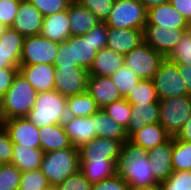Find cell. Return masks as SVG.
I'll list each match as a JSON object with an SVG mask.
<instances>
[{"instance_id":"obj_42","label":"cell","mask_w":191,"mask_h":190,"mask_svg":"<svg viewBox=\"0 0 191 190\" xmlns=\"http://www.w3.org/2000/svg\"><path fill=\"white\" fill-rule=\"evenodd\" d=\"M82 6L92 11L102 22H105L111 13L115 0H76Z\"/></svg>"},{"instance_id":"obj_49","label":"cell","mask_w":191,"mask_h":190,"mask_svg":"<svg viewBox=\"0 0 191 190\" xmlns=\"http://www.w3.org/2000/svg\"><path fill=\"white\" fill-rule=\"evenodd\" d=\"M179 74L186 84L188 95L191 94V65H177Z\"/></svg>"},{"instance_id":"obj_39","label":"cell","mask_w":191,"mask_h":190,"mask_svg":"<svg viewBox=\"0 0 191 190\" xmlns=\"http://www.w3.org/2000/svg\"><path fill=\"white\" fill-rule=\"evenodd\" d=\"M158 190H191V170L173 171L167 180L159 183Z\"/></svg>"},{"instance_id":"obj_3","label":"cell","mask_w":191,"mask_h":190,"mask_svg":"<svg viewBox=\"0 0 191 190\" xmlns=\"http://www.w3.org/2000/svg\"><path fill=\"white\" fill-rule=\"evenodd\" d=\"M67 117V97L58 91L39 92L33 108L26 117L37 128L62 124Z\"/></svg>"},{"instance_id":"obj_4","label":"cell","mask_w":191,"mask_h":190,"mask_svg":"<svg viewBox=\"0 0 191 190\" xmlns=\"http://www.w3.org/2000/svg\"><path fill=\"white\" fill-rule=\"evenodd\" d=\"M40 170L48 179L50 186L56 187L80 170L79 148L71 146L44 153Z\"/></svg>"},{"instance_id":"obj_50","label":"cell","mask_w":191,"mask_h":190,"mask_svg":"<svg viewBox=\"0 0 191 190\" xmlns=\"http://www.w3.org/2000/svg\"><path fill=\"white\" fill-rule=\"evenodd\" d=\"M175 137L181 141L191 142V116Z\"/></svg>"},{"instance_id":"obj_31","label":"cell","mask_w":191,"mask_h":190,"mask_svg":"<svg viewBox=\"0 0 191 190\" xmlns=\"http://www.w3.org/2000/svg\"><path fill=\"white\" fill-rule=\"evenodd\" d=\"M44 152L41 148H31L20 144H13V158L11 164L21 172L40 169Z\"/></svg>"},{"instance_id":"obj_13","label":"cell","mask_w":191,"mask_h":190,"mask_svg":"<svg viewBox=\"0 0 191 190\" xmlns=\"http://www.w3.org/2000/svg\"><path fill=\"white\" fill-rule=\"evenodd\" d=\"M124 147L120 141L96 137L79 148L80 159L113 160L118 165Z\"/></svg>"},{"instance_id":"obj_53","label":"cell","mask_w":191,"mask_h":190,"mask_svg":"<svg viewBox=\"0 0 191 190\" xmlns=\"http://www.w3.org/2000/svg\"><path fill=\"white\" fill-rule=\"evenodd\" d=\"M7 27H5L3 24L0 23V37L2 36L4 30L6 29Z\"/></svg>"},{"instance_id":"obj_17","label":"cell","mask_w":191,"mask_h":190,"mask_svg":"<svg viewBox=\"0 0 191 190\" xmlns=\"http://www.w3.org/2000/svg\"><path fill=\"white\" fill-rule=\"evenodd\" d=\"M172 136L159 124L145 125L136 131L128 141V146L140 151H148L168 142Z\"/></svg>"},{"instance_id":"obj_6","label":"cell","mask_w":191,"mask_h":190,"mask_svg":"<svg viewBox=\"0 0 191 190\" xmlns=\"http://www.w3.org/2000/svg\"><path fill=\"white\" fill-rule=\"evenodd\" d=\"M105 23L119 29H144L147 10L140 0H115Z\"/></svg>"},{"instance_id":"obj_45","label":"cell","mask_w":191,"mask_h":190,"mask_svg":"<svg viewBox=\"0 0 191 190\" xmlns=\"http://www.w3.org/2000/svg\"><path fill=\"white\" fill-rule=\"evenodd\" d=\"M91 190H132V188L116 173L110 178L93 183Z\"/></svg>"},{"instance_id":"obj_26","label":"cell","mask_w":191,"mask_h":190,"mask_svg":"<svg viewBox=\"0 0 191 190\" xmlns=\"http://www.w3.org/2000/svg\"><path fill=\"white\" fill-rule=\"evenodd\" d=\"M159 117V103L131 105V118L126 129L128 138L145 125L158 123Z\"/></svg>"},{"instance_id":"obj_43","label":"cell","mask_w":191,"mask_h":190,"mask_svg":"<svg viewBox=\"0 0 191 190\" xmlns=\"http://www.w3.org/2000/svg\"><path fill=\"white\" fill-rule=\"evenodd\" d=\"M55 188L56 190H91L92 183H90L79 170L75 174L66 178Z\"/></svg>"},{"instance_id":"obj_2","label":"cell","mask_w":191,"mask_h":190,"mask_svg":"<svg viewBox=\"0 0 191 190\" xmlns=\"http://www.w3.org/2000/svg\"><path fill=\"white\" fill-rule=\"evenodd\" d=\"M117 173L132 190H158L159 183L151 173L150 162L144 151L125 146L117 165Z\"/></svg>"},{"instance_id":"obj_10","label":"cell","mask_w":191,"mask_h":190,"mask_svg":"<svg viewBox=\"0 0 191 190\" xmlns=\"http://www.w3.org/2000/svg\"><path fill=\"white\" fill-rule=\"evenodd\" d=\"M163 59L144 41L124 56L125 65L141 80H152Z\"/></svg>"},{"instance_id":"obj_34","label":"cell","mask_w":191,"mask_h":190,"mask_svg":"<svg viewBox=\"0 0 191 190\" xmlns=\"http://www.w3.org/2000/svg\"><path fill=\"white\" fill-rule=\"evenodd\" d=\"M125 99L130 105L159 103L152 80H141Z\"/></svg>"},{"instance_id":"obj_9","label":"cell","mask_w":191,"mask_h":190,"mask_svg":"<svg viewBox=\"0 0 191 190\" xmlns=\"http://www.w3.org/2000/svg\"><path fill=\"white\" fill-rule=\"evenodd\" d=\"M58 48V42L49 40L41 34L24 37L20 65H54Z\"/></svg>"},{"instance_id":"obj_7","label":"cell","mask_w":191,"mask_h":190,"mask_svg":"<svg viewBox=\"0 0 191 190\" xmlns=\"http://www.w3.org/2000/svg\"><path fill=\"white\" fill-rule=\"evenodd\" d=\"M159 124L172 136H176L191 116L189 95L159 100Z\"/></svg>"},{"instance_id":"obj_35","label":"cell","mask_w":191,"mask_h":190,"mask_svg":"<svg viewBox=\"0 0 191 190\" xmlns=\"http://www.w3.org/2000/svg\"><path fill=\"white\" fill-rule=\"evenodd\" d=\"M172 167L173 171L191 170V142L173 137Z\"/></svg>"},{"instance_id":"obj_46","label":"cell","mask_w":191,"mask_h":190,"mask_svg":"<svg viewBox=\"0 0 191 190\" xmlns=\"http://www.w3.org/2000/svg\"><path fill=\"white\" fill-rule=\"evenodd\" d=\"M13 143L4 127H0V164H11Z\"/></svg>"},{"instance_id":"obj_5","label":"cell","mask_w":191,"mask_h":190,"mask_svg":"<svg viewBox=\"0 0 191 190\" xmlns=\"http://www.w3.org/2000/svg\"><path fill=\"white\" fill-rule=\"evenodd\" d=\"M37 92L18 72L2 99L5 119L27 117L35 103Z\"/></svg>"},{"instance_id":"obj_24","label":"cell","mask_w":191,"mask_h":190,"mask_svg":"<svg viewBox=\"0 0 191 190\" xmlns=\"http://www.w3.org/2000/svg\"><path fill=\"white\" fill-rule=\"evenodd\" d=\"M87 91L92 95L100 109L122 99L110 76H89Z\"/></svg>"},{"instance_id":"obj_32","label":"cell","mask_w":191,"mask_h":190,"mask_svg":"<svg viewBox=\"0 0 191 190\" xmlns=\"http://www.w3.org/2000/svg\"><path fill=\"white\" fill-rule=\"evenodd\" d=\"M99 109L88 91L67 97V117H88L95 114Z\"/></svg>"},{"instance_id":"obj_8","label":"cell","mask_w":191,"mask_h":190,"mask_svg":"<svg viewBox=\"0 0 191 190\" xmlns=\"http://www.w3.org/2000/svg\"><path fill=\"white\" fill-rule=\"evenodd\" d=\"M159 100L188 95L177 64L164 58L152 79Z\"/></svg>"},{"instance_id":"obj_52","label":"cell","mask_w":191,"mask_h":190,"mask_svg":"<svg viewBox=\"0 0 191 190\" xmlns=\"http://www.w3.org/2000/svg\"><path fill=\"white\" fill-rule=\"evenodd\" d=\"M5 116L3 113V103H2V99L0 98V127L3 126L4 122H5Z\"/></svg>"},{"instance_id":"obj_29","label":"cell","mask_w":191,"mask_h":190,"mask_svg":"<svg viewBox=\"0 0 191 190\" xmlns=\"http://www.w3.org/2000/svg\"><path fill=\"white\" fill-rule=\"evenodd\" d=\"M40 148L44 153L67 149L72 146L63 124H54L39 128Z\"/></svg>"},{"instance_id":"obj_14","label":"cell","mask_w":191,"mask_h":190,"mask_svg":"<svg viewBox=\"0 0 191 190\" xmlns=\"http://www.w3.org/2000/svg\"><path fill=\"white\" fill-rule=\"evenodd\" d=\"M3 127L13 144L40 148L39 128L26 117L7 119Z\"/></svg>"},{"instance_id":"obj_47","label":"cell","mask_w":191,"mask_h":190,"mask_svg":"<svg viewBox=\"0 0 191 190\" xmlns=\"http://www.w3.org/2000/svg\"><path fill=\"white\" fill-rule=\"evenodd\" d=\"M19 68H0V98L3 99L7 90L11 87Z\"/></svg>"},{"instance_id":"obj_21","label":"cell","mask_w":191,"mask_h":190,"mask_svg":"<svg viewBox=\"0 0 191 190\" xmlns=\"http://www.w3.org/2000/svg\"><path fill=\"white\" fill-rule=\"evenodd\" d=\"M143 42V29L108 27L107 48L125 56Z\"/></svg>"},{"instance_id":"obj_27","label":"cell","mask_w":191,"mask_h":190,"mask_svg":"<svg viewBox=\"0 0 191 190\" xmlns=\"http://www.w3.org/2000/svg\"><path fill=\"white\" fill-rule=\"evenodd\" d=\"M97 137L120 141L124 146L128 145L129 138L126 129L110 118L102 109L92 115Z\"/></svg>"},{"instance_id":"obj_12","label":"cell","mask_w":191,"mask_h":190,"mask_svg":"<svg viewBox=\"0 0 191 190\" xmlns=\"http://www.w3.org/2000/svg\"><path fill=\"white\" fill-rule=\"evenodd\" d=\"M188 30L190 29H165L156 25H145L143 41L164 58H167Z\"/></svg>"},{"instance_id":"obj_20","label":"cell","mask_w":191,"mask_h":190,"mask_svg":"<svg viewBox=\"0 0 191 190\" xmlns=\"http://www.w3.org/2000/svg\"><path fill=\"white\" fill-rule=\"evenodd\" d=\"M19 73L37 93L54 90L55 66L51 64L19 65Z\"/></svg>"},{"instance_id":"obj_15","label":"cell","mask_w":191,"mask_h":190,"mask_svg":"<svg viewBox=\"0 0 191 190\" xmlns=\"http://www.w3.org/2000/svg\"><path fill=\"white\" fill-rule=\"evenodd\" d=\"M44 16L29 0H21L15 20L11 26L23 37L41 33Z\"/></svg>"},{"instance_id":"obj_37","label":"cell","mask_w":191,"mask_h":190,"mask_svg":"<svg viewBox=\"0 0 191 190\" xmlns=\"http://www.w3.org/2000/svg\"><path fill=\"white\" fill-rule=\"evenodd\" d=\"M50 184L40 169L21 173L19 190H47Z\"/></svg>"},{"instance_id":"obj_41","label":"cell","mask_w":191,"mask_h":190,"mask_svg":"<svg viewBox=\"0 0 191 190\" xmlns=\"http://www.w3.org/2000/svg\"><path fill=\"white\" fill-rule=\"evenodd\" d=\"M73 0H29L44 17L67 10Z\"/></svg>"},{"instance_id":"obj_23","label":"cell","mask_w":191,"mask_h":190,"mask_svg":"<svg viewBox=\"0 0 191 190\" xmlns=\"http://www.w3.org/2000/svg\"><path fill=\"white\" fill-rule=\"evenodd\" d=\"M71 36H83L102 21L88 8L73 0L68 9Z\"/></svg>"},{"instance_id":"obj_22","label":"cell","mask_w":191,"mask_h":190,"mask_svg":"<svg viewBox=\"0 0 191 190\" xmlns=\"http://www.w3.org/2000/svg\"><path fill=\"white\" fill-rule=\"evenodd\" d=\"M62 124L74 147L80 148L83 144L97 137L92 116L66 117Z\"/></svg>"},{"instance_id":"obj_16","label":"cell","mask_w":191,"mask_h":190,"mask_svg":"<svg viewBox=\"0 0 191 190\" xmlns=\"http://www.w3.org/2000/svg\"><path fill=\"white\" fill-rule=\"evenodd\" d=\"M24 37L8 27L0 37V68H19Z\"/></svg>"},{"instance_id":"obj_48","label":"cell","mask_w":191,"mask_h":190,"mask_svg":"<svg viewBox=\"0 0 191 190\" xmlns=\"http://www.w3.org/2000/svg\"><path fill=\"white\" fill-rule=\"evenodd\" d=\"M170 3L191 25V0H170Z\"/></svg>"},{"instance_id":"obj_38","label":"cell","mask_w":191,"mask_h":190,"mask_svg":"<svg viewBox=\"0 0 191 190\" xmlns=\"http://www.w3.org/2000/svg\"><path fill=\"white\" fill-rule=\"evenodd\" d=\"M167 58L177 65H191V30L183 34L181 40Z\"/></svg>"},{"instance_id":"obj_30","label":"cell","mask_w":191,"mask_h":190,"mask_svg":"<svg viewBox=\"0 0 191 190\" xmlns=\"http://www.w3.org/2000/svg\"><path fill=\"white\" fill-rule=\"evenodd\" d=\"M80 171L93 184L115 175L117 173V164L113 160L80 159Z\"/></svg>"},{"instance_id":"obj_1","label":"cell","mask_w":191,"mask_h":190,"mask_svg":"<svg viewBox=\"0 0 191 190\" xmlns=\"http://www.w3.org/2000/svg\"><path fill=\"white\" fill-rule=\"evenodd\" d=\"M108 26L101 22L83 36H70L59 43L55 58V68H91L96 53L107 46Z\"/></svg>"},{"instance_id":"obj_18","label":"cell","mask_w":191,"mask_h":190,"mask_svg":"<svg viewBox=\"0 0 191 190\" xmlns=\"http://www.w3.org/2000/svg\"><path fill=\"white\" fill-rule=\"evenodd\" d=\"M165 29H190V24L170 2L147 10V23Z\"/></svg>"},{"instance_id":"obj_51","label":"cell","mask_w":191,"mask_h":190,"mask_svg":"<svg viewBox=\"0 0 191 190\" xmlns=\"http://www.w3.org/2000/svg\"><path fill=\"white\" fill-rule=\"evenodd\" d=\"M140 1L145 6L146 10L159 6L160 4L170 2V0H140Z\"/></svg>"},{"instance_id":"obj_19","label":"cell","mask_w":191,"mask_h":190,"mask_svg":"<svg viewBox=\"0 0 191 190\" xmlns=\"http://www.w3.org/2000/svg\"><path fill=\"white\" fill-rule=\"evenodd\" d=\"M172 153L173 137L168 142L146 151L151 173L158 183L167 180L173 173Z\"/></svg>"},{"instance_id":"obj_25","label":"cell","mask_w":191,"mask_h":190,"mask_svg":"<svg viewBox=\"0 0 191 190\" xmlns=\"http://www.w3.org/2000/svg\"><path fill=\"white\" fill-rule=\"evenodd\" d=\"M40 34L58 43L66 41L71 36L68 11H59L44 17Z\"/></svg>"},{"instance_id":"obj_40","label":"cell","mask_w":191,"mask_h":190,"mask_svg":"<svg viewBox=\"0 0 191 190\" xmlns=\"http://www.w3.org/2000/svg\"><path fill=\"white\" fill-rule=\"evenodd\" d=\"M21 173L12 164H0V190H19Z\"/></svg>"},{"instance_id":"obj_11","label":"cell","mask_w":191,"mask_h":190,"mask_svg":"<svg viewBox=\"0 0 191 190\" xmlns=\"http://www.w3.org/2000/svg\"><path fill=\"white\" fill-rule=\"evenodd\" d=\"M89 72L80 67L55 68L54 89L64 97L87 92Z\"/></svg>"},{"instance_id":"obj_36","label":"cell","mask_w":191,"mask_h":190,"mask_svg":"<svg viewBox=\"0 0 191 190\" xmlns=\"http://www.w3.org/2000/svg\"><path fill=\"white\" fill-rule=\"evenodd\" d=\"M102 110L116 123L127 129L131 118V105L125 98L106 105Z\"/></svg>"},{"instance_id":"obj_44","label":"cell","mask_w":191,"mask_h":190,"mask_svg":"<svg viewBox=\"0 0 191 190\" xmlns=\"http://www.w3.org/2000/svg\"><path fill=\"white\" fill-rule=\"evenodd\" d=\"M21 0H0V23L5 27H11Z\"/></svg>"},{"instance_id":"obj_54","label":"cell","mask_w":191,"mask_h":190,"mask_svg":"<svg viewBox=\"0 0 191 190\" xmlns=\"http://www.w3.org/2000/svg\"><path fill=\"white\" fill-rule=\"evenodd\" d=\"M47 190H56V188L55 187H50Z\"/></svg>"},{"instance_id":"obj_28","label":"cell","mask_w":191,"mask_h":190,"mask_svg":"<svg viewBox=\"0 0 191 190\" xmlns=\"http://www.w3.org/2000/svg\"><path fill=\"white\" fill-rule=\"evenodd\" d=\"M124 64L123 55L105 47L96 53L89 76H111Z\"/></svg>"},{"instance_id":"obj_33","label":"cell","mask_w":191,"mask_h":190,"mask_svg":"<svg viewBox=\"0 0 191 190\" xmlns=\"http://www.w3.org/2000/svg\"><path fill=\"white\" fill-rule=\"evenodd\" d=\"M113 83L118 88L121 97L126 98L141 79L125 64L111 76Z\"/></svg>"}]
</instances>
